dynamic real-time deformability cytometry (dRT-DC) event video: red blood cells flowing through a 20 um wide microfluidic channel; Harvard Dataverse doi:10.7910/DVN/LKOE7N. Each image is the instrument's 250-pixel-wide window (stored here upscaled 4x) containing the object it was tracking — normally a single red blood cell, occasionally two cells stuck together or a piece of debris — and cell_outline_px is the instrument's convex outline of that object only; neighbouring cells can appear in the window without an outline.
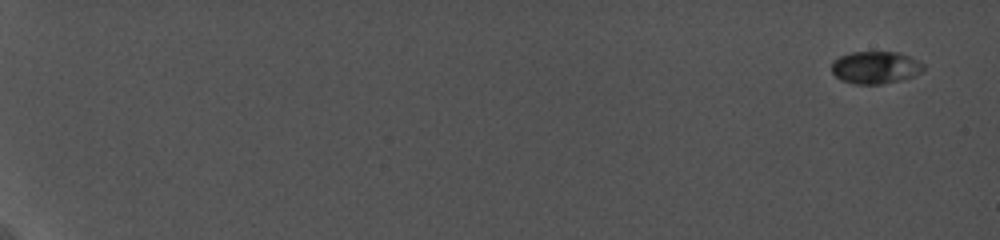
{"species": "common noctule bat (a hibernating species)", "species_latin": "Nyctalus noctula", "temperature_condition": "cold", "stored_images_in_passage": 9, "camera_frame_rate_fps": 5000, "um_per_image_px": 0.085, "animal": {"sex": "female", "body_mass_g": 19.0, "forearm_length_mm": 56.7}, "frame": {"image": 1, "passage_image": 1, "time_ms": 0.0, "image_size_px": [1000, 240], "cell_outline_px": [[924, 68], [920, 72], [912, 76], [900, 80], [880, 84], [856, 84], [840, 80], [832, 72], [832, 60], [840, 56], [852, 52], [900, 52], [924, 64]], "centroid_in_image_um": [74.38, 5.73], "position_along_channel_um": 10.6, "area_um2": 17.22}}
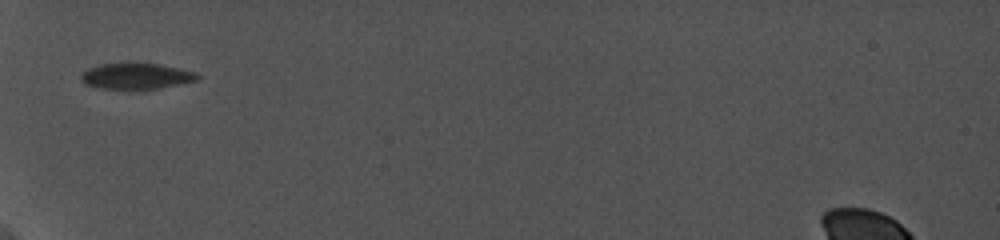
{"frame": {"image": 2, "passage_image": 7, "time_ms": 7.8, "image_size_px": [1000, 240], "cell_outline_px": [[200, 76], [196, 80], [160, 88], [136, 92], [96, 88], [84, 84], [80, 80], [80, 76], [88, 68], [100, 64], [124, 60], [136, 60], [160, 64], [196, 72]], "centroid_in_image_um": [11.5, 6.46], "position_along_channel_um": 73.5, "area_um2": 19.13}}
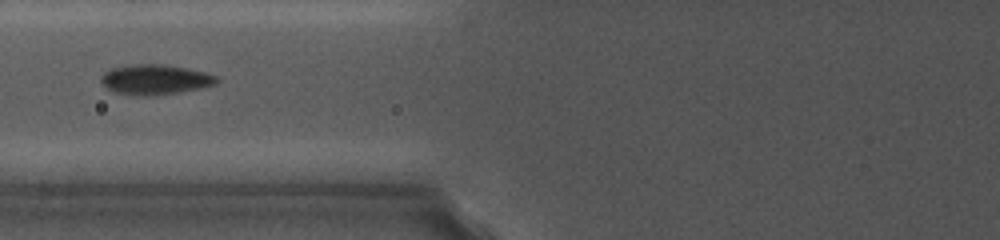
{"frame": {"image": 3, "passage_image": 8, "time_ms": 9.0, "image_size_px": [1000, 240], "cell_outline_px": [[220, 80], [216, 84], [204, 88], [180, 92], [148, 96], [136, 96], [116, 92], [108, 88], [100, 80], [100, 76], [104, 72], [112, 68], [124, 64], [164, 64], [188, 68], [204, 72], [216, 76]], "centroid_in_image_um": [13.2, 6.75], "position_along_channel_um": 112.6, "area_um2": 20.52}}